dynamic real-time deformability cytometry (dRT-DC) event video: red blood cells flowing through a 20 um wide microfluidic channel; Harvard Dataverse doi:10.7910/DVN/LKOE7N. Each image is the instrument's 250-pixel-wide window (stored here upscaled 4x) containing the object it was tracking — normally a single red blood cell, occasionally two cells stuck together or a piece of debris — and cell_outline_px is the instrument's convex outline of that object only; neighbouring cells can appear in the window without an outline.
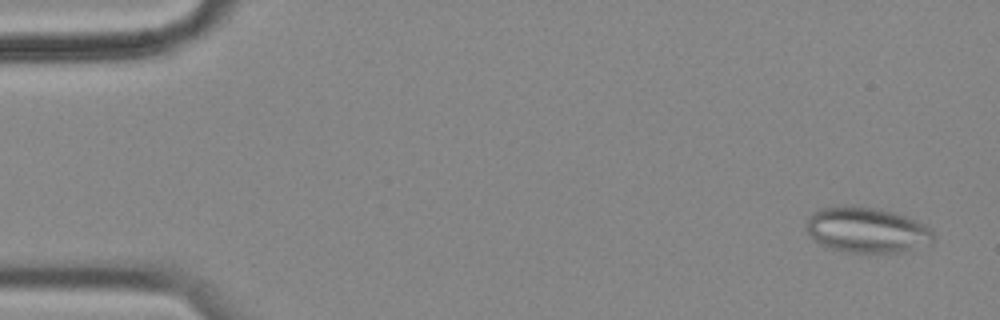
{"species": "common noctule bat (a hibernating species)", "species_latin": "Nyctalus noctula", "temperature_condition": "cold", "stored_images_in_passage": 56, "camera_frame_rate_fps": 3000, "um_per_image_px": 0.085, "animal": {"sex": "female", "body_mass_g": 18.4}, "frame": {"image": 1, "passage_image": 3, "time_ms": 0.667, "image_size_px": [1000, 320], "cell_outline_px": [[932, 240], [904, 252], [852, 252], [832, 248], [820, 244], [808, 232], [808, 216], [812, 212], [820, 208], [844, 204], [852, 204], [880, 208], [916, 220], [928, 228], [932, 232]], "centroid_in_image_um": [73.62, 19.5], "position_along_channel_um": 11.4, "area_um2": 33.29}}
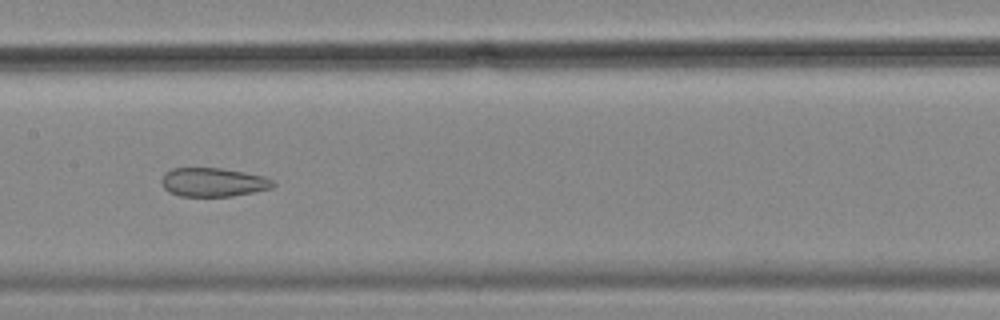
{"frame": {"image": 2, "passage_image": 28, "time_ms": 9.0, "image_size_px": [1000, 320], "cell_outline_px": [[276, 184], [272, 188], [232, 196], [180, 196], [168, 192], [164, 188], [160, 180], [164, 172], [172, 168], [220, 168], [244, 172], [264, 176], [272, 180]], "centroid_in_image_um": [18.09, 15.48], "position_along_channel_um": 189.3, "area_um2": 18.79}}
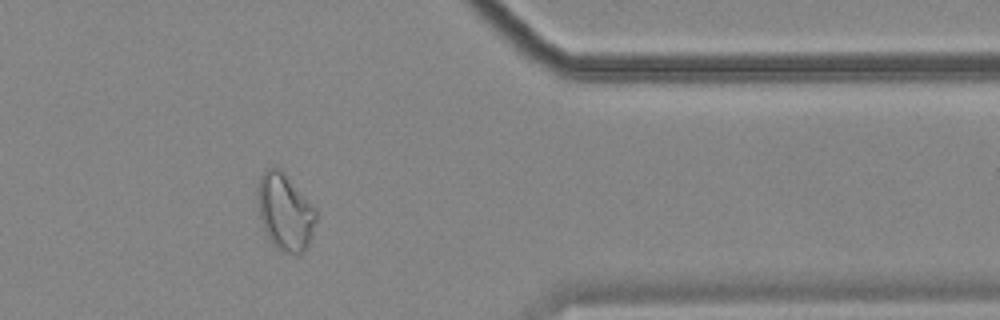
{"frame": {"image": 3, "passage_image": 46, "time_ms": 15.0, "image_size_px": [1000, 320], "cell_outline_px": [[316, 220], [308, 244], [304, 252], [280, 252], [272, 244], [264, 232], [260, 216], [256, 192], [256, 188], [260, 176], [268, 168], [280, 168], [284, 172], [316, 208]], "centroid_in_image_um": [24.2, 18.0], "position_along_channel_um": 387.2, "area_um2": 26.13}, "authors_computed_cell_mechanics": {"area_um2": 26.5302, "velocity_mm_per_s": 3.5853, "shape_relaxation_time_tau1_ms": null, "shape_relaxation_time_tau2_ms": 1.7723, "deformation_change_tau1": null, "deformation_change_tau2": 0.0765}}